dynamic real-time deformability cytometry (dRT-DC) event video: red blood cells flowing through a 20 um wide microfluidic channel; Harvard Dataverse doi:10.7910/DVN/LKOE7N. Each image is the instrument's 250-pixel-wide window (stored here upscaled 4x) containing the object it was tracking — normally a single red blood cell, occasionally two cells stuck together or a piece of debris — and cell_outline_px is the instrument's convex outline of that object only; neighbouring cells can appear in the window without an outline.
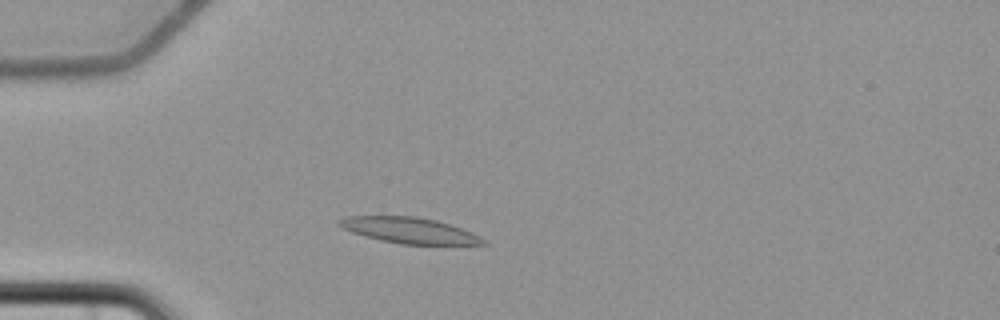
{"species": "common noctule bat (a hibernating species)", "species_latin": "Nyctalus noctula", "temperature_condition": "cold", "stored_images_in_passage": 3, "camera_frame_rate_fps": 3000, "um_per_image_px": 0.085, "animal": {"sex": "female", "body_mass_g": 22.7, "forearm_length_mm": 54.2}, "frame": {"image": 1, "passage_image": 3, "time_ms": 2.333, "image_size_px": [1000, 320], "cell_outline_px": [[488, 244], [400, 244], [380, 240], [364, 236], [352, 232], [336, 224], [336, 220], [344, 216], [416, 216], [436, 220], [472, 232], [484, 240]], "centroid_in_image_um": [34.72, 19.57], "position_along_channel_um": 50.3, "area_um2": 21.56}}